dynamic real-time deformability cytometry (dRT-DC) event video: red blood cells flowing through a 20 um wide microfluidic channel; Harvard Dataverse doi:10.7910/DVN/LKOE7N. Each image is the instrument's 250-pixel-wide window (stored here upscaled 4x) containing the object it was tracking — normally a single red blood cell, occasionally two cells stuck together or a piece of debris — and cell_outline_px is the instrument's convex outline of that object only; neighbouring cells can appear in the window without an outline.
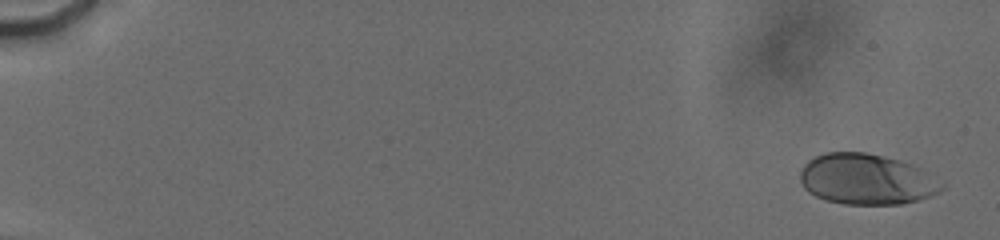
{"species": "human", "species_latin": "Homo sapiens", "temperature_condition": "cold", "stored_images_in_passage": 43, "camera_frame_rate_fps": 3000, "um_per_image_px": 0.085, "donor": {"sex": "male"}, "frame": {"image": 1, "passage_image": 2, "time_ms": 0.333, "image_size_px": [1000, 240], "cell_outline_px": [[948, 184], [944, 188], [928, 196], [916, 200], [900, 204], [844, 204], [824, 200], [808, 192], [804, 188], [800, 180], [800, 172], [804, 164], [808, 160], [824, 152], [864, 152], [884, 156], [900, 160], [912, 164], [928, 172]], "centroid_in_image_um": [73.66, 15.23], "position_along_channel_um": 11.3, "area_um2": 42.08}}
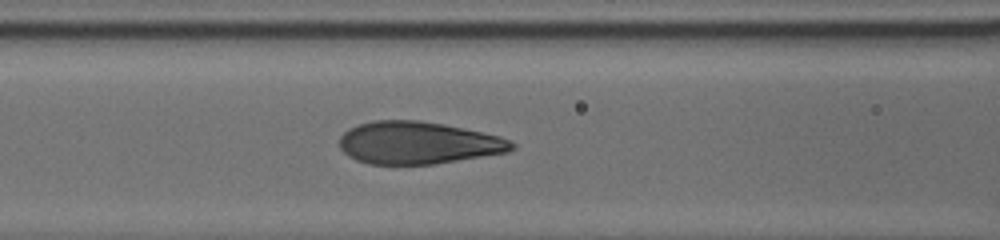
{"frame": {"image": 2, "passage_image": 34, "time_ms": 8.333, "image_size_px": [1000, 240], "cell_outline_px": [[516, 148], [508, 152], [432, 164], [368, 164], [356, 160], [348, 156], [340, 148], [340, 136], [348, 128], [372, 120], [420, 120], [444, 124], [464, 128], [500, 136], [516, 144]], "centroid_in_image_um": [35.52, 12.13], "position_along_channel_um": 131.1, "area_um2": 42.6}}
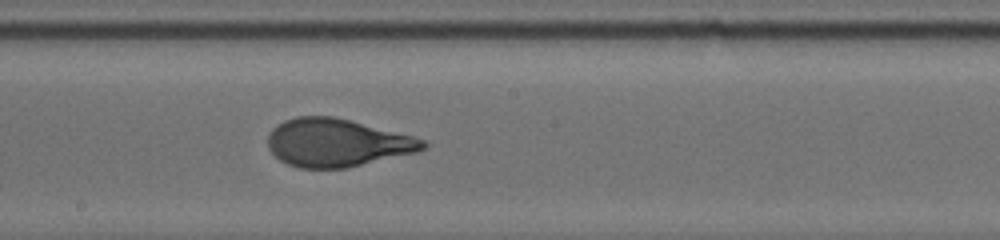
{"frame": {"image": 3, "passage_image": 43, "time_ms": 10.667, "image_size_px": [1000, 240], "cell_outline_px": [[428, 144], [424, 148], [416, 152], [348, 168], [300, 168], [288, 164], [280, 160], [268, 148], [268, 136], [272, 128], [284, 120], [296, 116], [332, 116], [412, 136], [424, 140]], "centroid_in_image_um": [28.61, 12.14], "position_along_channel_um": 219.6, "area_um2": 43.0}}